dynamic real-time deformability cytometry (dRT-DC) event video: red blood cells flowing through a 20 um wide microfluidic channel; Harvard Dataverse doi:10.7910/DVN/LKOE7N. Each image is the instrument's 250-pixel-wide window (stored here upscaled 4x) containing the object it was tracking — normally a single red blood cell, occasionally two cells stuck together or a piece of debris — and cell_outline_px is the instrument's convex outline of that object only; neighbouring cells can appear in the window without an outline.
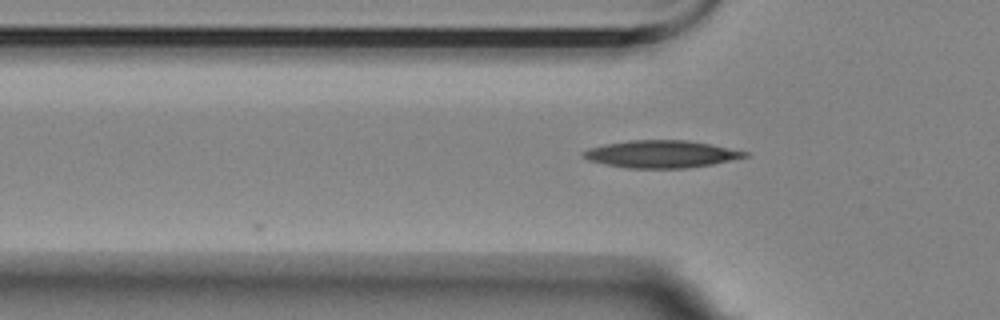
{"species": "Egyptian fruit bat (a non-hibernating species)", "species_latin": "Rousettus aegyptiacus", "temperature_condition": "room temperature", "stored_images_in_passage": 5, "camera_frame_rate_fps": 3000, "um_per_image_px": 0.085, "animal": {"sex": "female"}, "frame": {"image": 1, "passage_image": 4, "time_ms": 3.667, "image_size_px": [1000, 320], "cell_outline_px": [[748, 156], [712, 164], [684, 168], [628, 168], [604, 164], [588, 160], [580, 156], [580, 152], [588, 148], [628, 140], [684, 140], [708, 144], [748, 152]], "centroid_in_image_um": [56.12, 13.1], "position_along_channel_um": 69.7, "area_um2": 25.49}}